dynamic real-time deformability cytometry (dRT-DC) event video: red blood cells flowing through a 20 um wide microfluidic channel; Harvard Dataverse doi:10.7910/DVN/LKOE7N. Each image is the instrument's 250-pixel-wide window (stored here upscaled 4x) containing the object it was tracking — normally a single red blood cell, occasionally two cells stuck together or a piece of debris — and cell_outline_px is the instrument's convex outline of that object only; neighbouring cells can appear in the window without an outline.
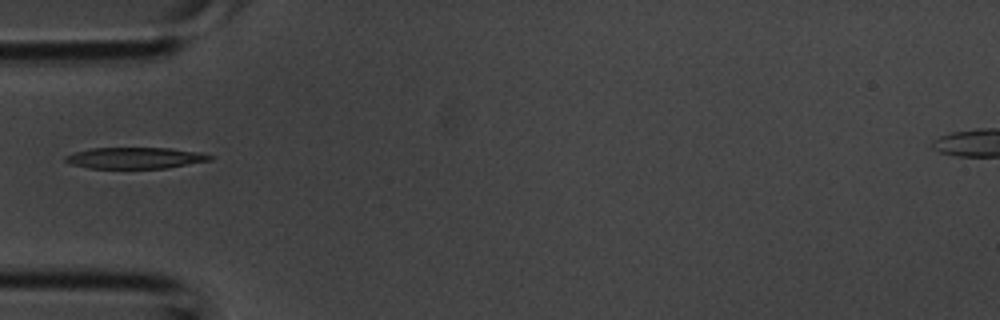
{"species": "common noctule bat (a hibernating species)", "species_latin": "Nyctalus noctula", "temperature_condition": "room temperature", "stored_images_in_passage": 3, "camera_frame_rate_fps": 3000, "um_per_image_px": 0.085, "animal": {"sex": "male", "body_mass_g": 20.1, "forearm_length_mm": 53.5}, "frame": {"image": 1, "passage_image": 3, "time_ms": 0.667, "image_size_px": [1000, 320], "cell_outline_px": [[216, 156], [212, 160], [168, 168], [88, 168], [72, 164], [64, 160], [64, 156], [76, 152], [92, 148], [168, 148], [200, 152]], "centroid_in_image_um": [11.54, 13.43], "position_along_channel_um": 73.5, "area_um2": 17.92}}